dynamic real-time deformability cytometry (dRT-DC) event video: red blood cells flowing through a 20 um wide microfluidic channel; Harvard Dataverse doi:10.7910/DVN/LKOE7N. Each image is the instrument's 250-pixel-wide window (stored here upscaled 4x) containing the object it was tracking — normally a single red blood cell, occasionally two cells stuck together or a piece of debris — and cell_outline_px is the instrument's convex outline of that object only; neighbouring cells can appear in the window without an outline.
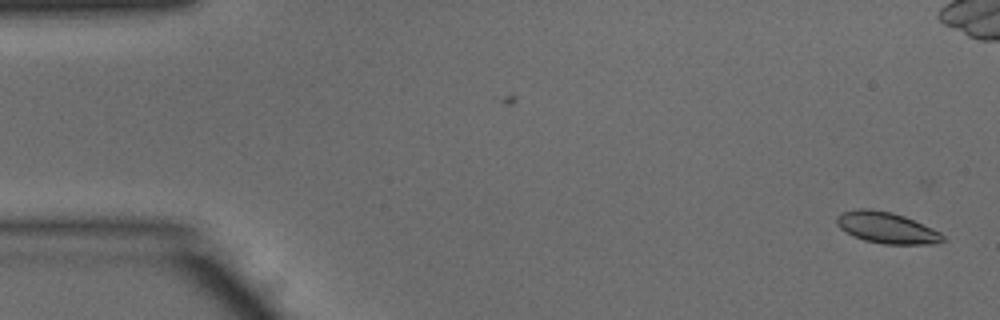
{"species": "common noctule bat (a hibernating species)", "species_latin": "Nyctalus noctula", "temperature_condition": "warm", "stored_images_in_passage": 11, "camera_frame_rate_fps": 3000, "um_per_image_px": 0.085, "animal": {"sex": "male", "body_mass_g": 15.6}, "frame": {"image": 1, "passage_image": 1, "time_ms": 0.0, "image_size_px": [1000, 320], "cell_outline_px": [[944, 240], [932, 244], [884, 244], [864, 240], [852, 236], [840, 228], [836, 224], [836, 216], [840, 212], [856, 208], [872, 208], [892, 212], [904, 216], [932, 228], [940, 232], [944, 236]], "centroid_in_image_um": [75.31, 19.34], "position_along_channel_um": 9.7, "area_um2": 19.48}}